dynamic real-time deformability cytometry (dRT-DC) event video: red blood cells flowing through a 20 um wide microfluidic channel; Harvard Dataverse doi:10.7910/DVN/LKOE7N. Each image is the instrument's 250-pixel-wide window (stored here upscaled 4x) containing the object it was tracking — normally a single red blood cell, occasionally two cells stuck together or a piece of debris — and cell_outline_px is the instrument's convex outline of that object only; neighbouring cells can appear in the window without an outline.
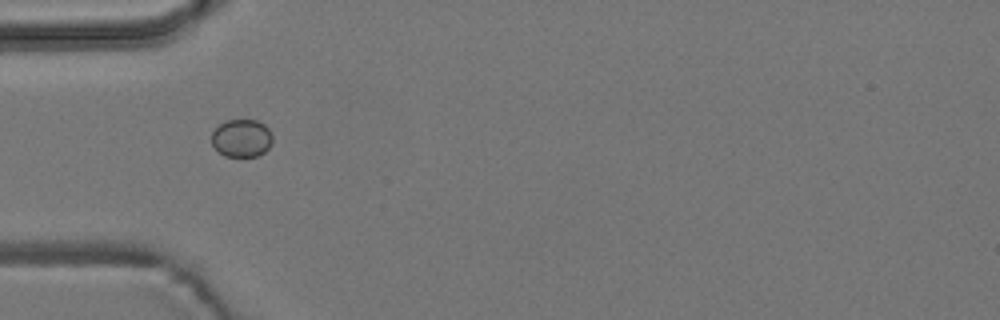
{"species": "common noctule bat (a hibernating species)", "species_latin": "Nyctalus noctula", "temperature_condition": "room temperature", "stored_images_in_passage": 5, "camera_frame_rate_fps": 3000, "um_per_image_px": 0.085, "animal": {"sex": "male", "body_mass_g": 19.2, "forearm_length_mm": 51.8}, "frame": {"image": 1, "passage_image": 1, "time_ms": 0.0, "image_size_px": [1000, 320], "cell_outline_px": [[272, 144], [264, 152], [256, 156], [224, 156], [212, 144], [212, 132], [224, 120], [256, 120], [264, 124], [268, 128], [272, 136]], "centroid_in_image_um": [20.55, 11.73], "position_along_channel_um": 64.5, "area_um2": 13.35}}
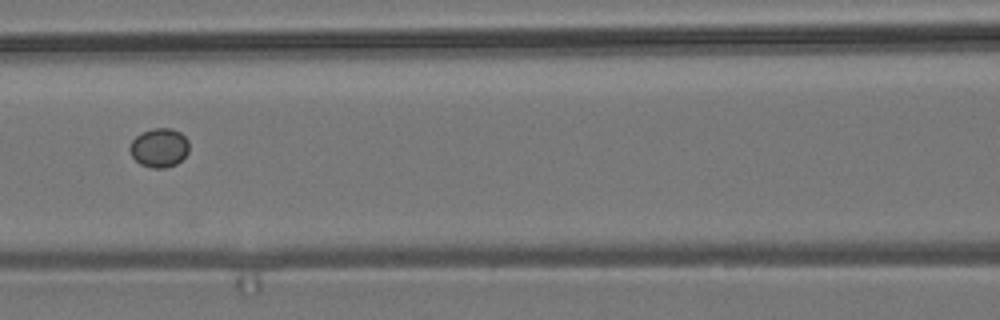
{"frame": {"image": 2, "passage_image": 3, "time_ms": 2.333, "image_size_px": [1000, 320], "cell_outline_px": [[188, 152], [176, 164], [164, 168], [152, 168], [140, 164], [132, 156], [128, 148], [132, 140], [136, 136], [152, 128], [172, 128], [180, 132], [188, 140]], "centroid_in_image_um": [13.52, 12.55], "position_along_channel_um": 153.1, "area_um2": 13.41}}
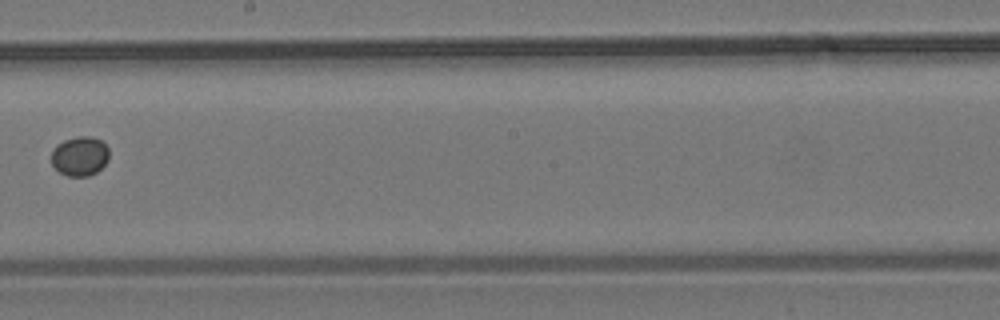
{"frame": {"image": 3, "passage_image": 5, "time_ms": 4.667, "image_size_px": [1000, 320], "cell_outline_px": [[108, 160], [96, 172], [88, 176], [68, 176], [60, 172], [52, 164], [52, 148], [56, 144], [64, 140], [76, 136], [92, 136], [100, 140], [108, 148]], "centroid_in_image_um": [6.77, 13.25], "position_along_channel_um": 241.4, "area_um2": 13.24}}